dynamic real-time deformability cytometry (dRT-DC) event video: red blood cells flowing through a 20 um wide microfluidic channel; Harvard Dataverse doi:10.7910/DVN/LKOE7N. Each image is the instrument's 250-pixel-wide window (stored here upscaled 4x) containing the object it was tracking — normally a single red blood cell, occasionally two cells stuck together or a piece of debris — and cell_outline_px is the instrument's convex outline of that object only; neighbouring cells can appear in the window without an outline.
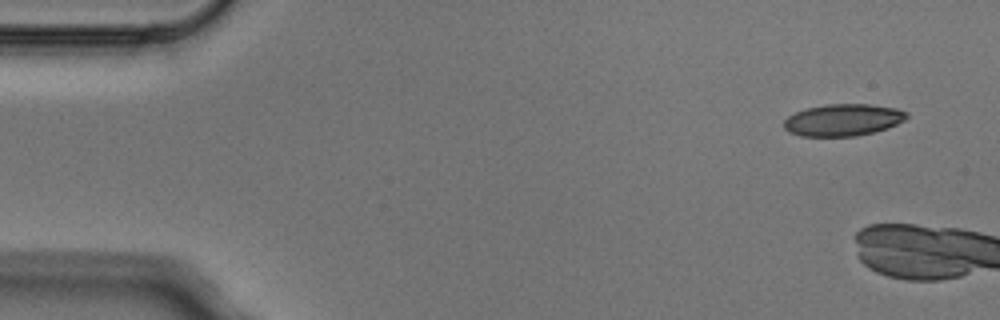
{"species": "Egyptian fruit bat (a non-hibernating species)", "species_latin": "Rousettus aegyptiacus", "temperature_condition": "cold", "stored_images_in_passage": 5, "camera_frame_rate_fps": 3000, "um_per_image_px": 0.085, "animal": {"sex": "male"}, "frame": {"image": 1, "passage_image": 1, "time_ms": 0.0, "image_size_px": [1000, 320], "cell_outline_px": [[908, 116], [904, 120], [888, 128], [856, 136], [800, 136], [788, 132], [784, 128], [784, 120], [788, 116], [796, 112], [808, 108], [824, 104], [868, 104], [896, 108], [908, 112]], "centroid_in_image_um": [71.65, 10.19], "position_along_channel_um": 13.4, "area_um2": 22.83}}